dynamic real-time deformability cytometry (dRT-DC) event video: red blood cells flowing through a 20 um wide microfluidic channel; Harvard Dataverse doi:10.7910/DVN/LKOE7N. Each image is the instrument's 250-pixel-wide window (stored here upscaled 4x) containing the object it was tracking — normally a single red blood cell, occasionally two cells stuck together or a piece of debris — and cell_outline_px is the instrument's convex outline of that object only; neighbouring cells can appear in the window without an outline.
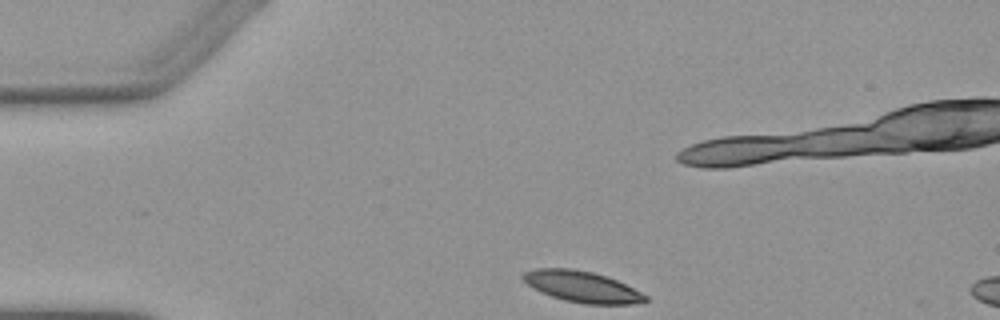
{"species": "Egyptian fruit bat (a non-hibernating species)", "species_latin": "Rousettus aegyptiacus", "temperature_condition": "warm", "stored_images_in_passage": 3, "camera_frame_rate_fps": 3000, "um_per_image_px": 0.085, "animal": {"sex": "female"}, "frame": {"image": 1, "passage_image": 1, "time_ms": 0.0, "image_size_px": [1000, 320], "cell_outline_px": [[648, 300], [632, 304], [584, 304], [564, 300], [552, 296], [528, 284], [520, 276], [524, 272], [536, 268], [572, 268], [592, 272], [616, 280], [648, 296]], "centroid_in_image_um": [49.47, 24.36], "position_along_channel_um": 35.5, "area_um2": 21.79}}